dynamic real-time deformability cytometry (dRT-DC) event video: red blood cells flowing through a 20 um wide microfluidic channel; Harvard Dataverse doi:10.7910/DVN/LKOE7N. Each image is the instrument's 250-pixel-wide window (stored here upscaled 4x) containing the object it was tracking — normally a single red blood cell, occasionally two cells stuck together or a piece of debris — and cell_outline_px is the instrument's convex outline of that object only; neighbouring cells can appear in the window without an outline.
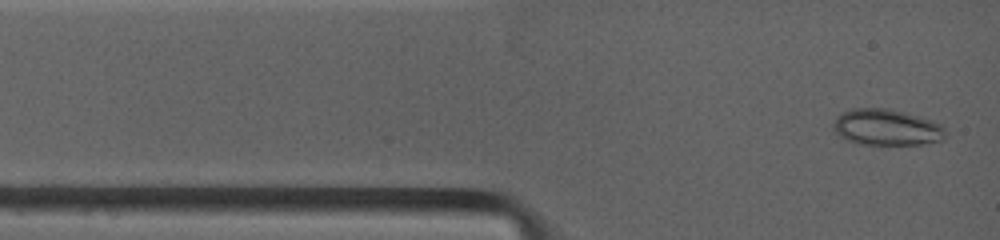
{"species": "common noctule bat (a hibernating species)", "species_latin": "Nyctalus noctula", "temperature_condition": "warm", "stored_images_in_passage": 6, "camera_frame_rate_fps": 4500, "um_per_image_px": 0.085, "animal": {"sex": "female", "body_mass_g": 19.0, "forearm_length_mm": 53.3}, "frame": {"image": 1, "passage_image": 1, "time_ms": 0.0, "image_size_px": [1000, 240], "cell_outline_px": [[944, 140], [920, 144], [880, 148], [860, 144], [848, 140], [840, 136], [832, 128], [832, 124], [844, 112], [856, 108], [880, 108], [928, 120], [940, 124], [944, 128]], "centroid_in_image_um": [75.33, 10.91], "position_along_channel_um": 9.7, "area_um2": 23.58}}
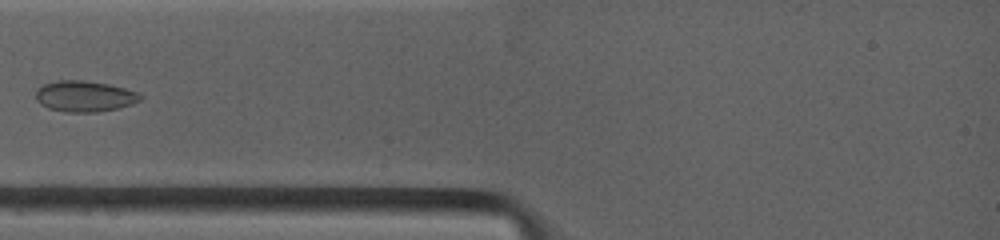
{"frame": {"image": 2, "passage_image": 4, "time_ms": 2.667, "image_size_px": [1000, 240], "cell_outline_px": [[144, 96], [140, 100], [132, 104], [116, 108], [96, 112], [64, 112], [48, 108], [40, 104], [36, 100], [36, 92], [44, 84], [60, 80], [84, 80], [108, 84], [124, 88], [136, 92]], "centroid_in_image_um": [7.18, 8.18], "position_along_channel_um": 77.8, "area_um2": 18.73}}
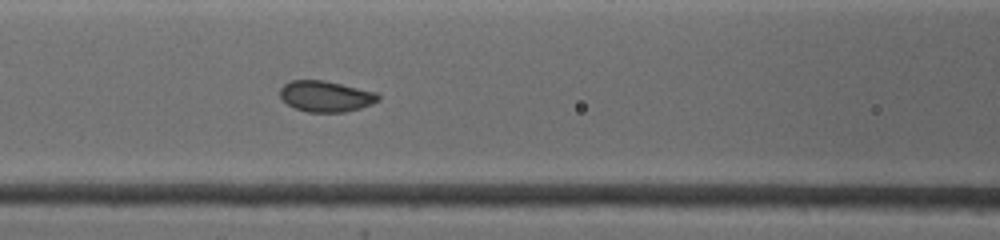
{"frame": {"image": 3, "passage_image": 6, "time_ms": 4.222, "image_size_px": [1000, 240], "cell_outline_px": [[380, 96], [376, 100], [360, 108], [344, 112], [308, 112], [296, 108], [288, 104], [280, 96], [280, 88], [284, 84], [292, 80], [324, 80], [376, 92]], "centroid_in_image_um": [27.65, 8.17], "position_along_channel_um": 138.9, "area_um2": 17.4}}